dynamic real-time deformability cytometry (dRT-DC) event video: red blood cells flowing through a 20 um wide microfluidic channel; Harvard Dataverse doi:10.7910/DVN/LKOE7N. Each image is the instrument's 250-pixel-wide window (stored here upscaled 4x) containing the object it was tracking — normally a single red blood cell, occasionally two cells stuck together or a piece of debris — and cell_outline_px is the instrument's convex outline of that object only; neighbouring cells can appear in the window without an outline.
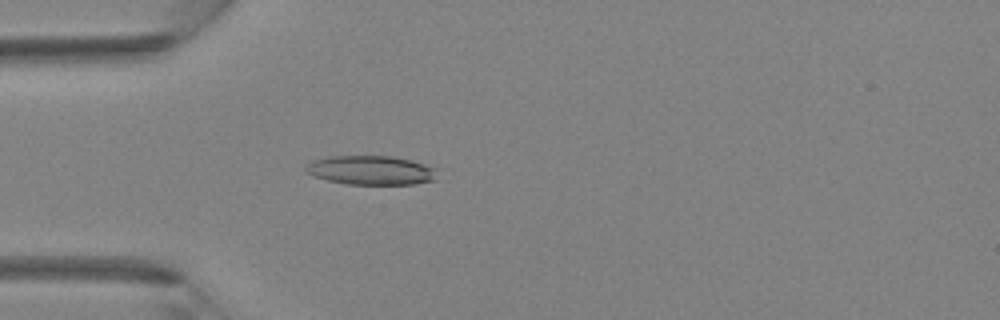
{"species": "Egyptian fruit bat (a non-hibernating species)", "species_latin": "Rousettus aegyptiacus", "temperature_condition": "room temperature", "stored_images_in_passage": 44, "camera_frame_rate_fps": 3000, "um_per_image_px": 0.085, "animal": {"sex": "female"}, "frame": {"image": 1, "passage_image": 13, "time_ms": 4.0, "image_size_px": [1000, 320], "cell_outline_px": [[440, 168], [436, 180], [416, 184], [348, 184], [328, 180], [312, 176], [304, 172], [304, 168], [312, 160], [328, 156], [392, 156], [412, 160]], "centroid_in_image_um": [31.58, 14.47], "position_along_channel_um": 53.4, "area_um2": 22.77}}
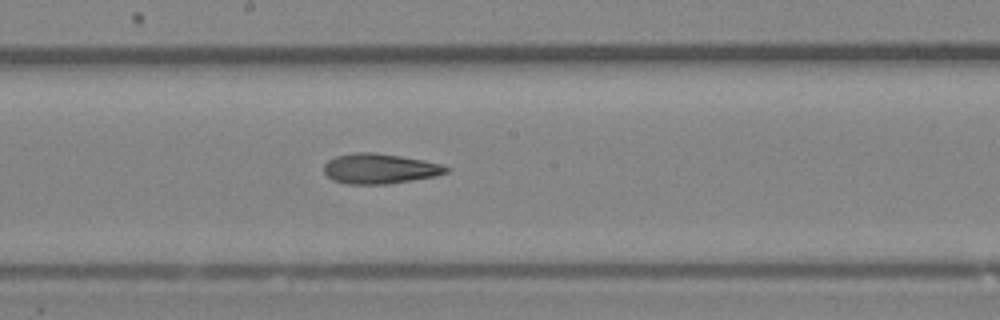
{"frame": {"image": 2, "passage_image": 24, "time_ms": 7.667, "image_size_px": [1000, 320], "cell_outline_px": [[452, 168], [448, 172], [436, 176], [388, 184], [348, 184], [332, 180], [324, 172], [324, 164], [328, 160], [336, 156], [352, 152], [372, 152], [400, 156], [424, 160], [440, 164]], "centroid_in_image_um": [32.28, 14.33], "position_along_channel_um": 215.9, "area_um2": 21.56}}
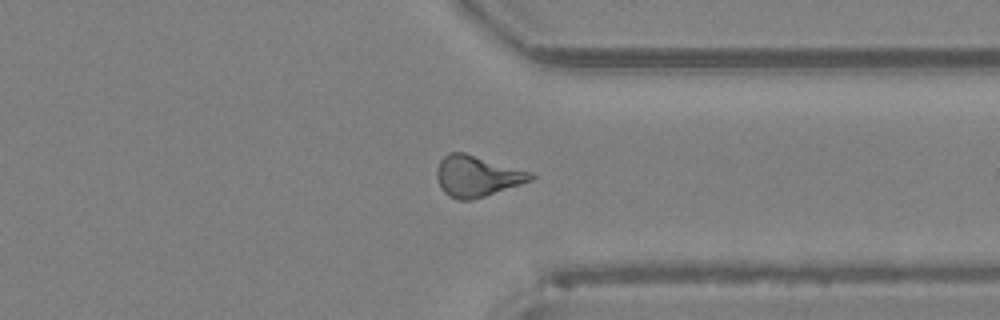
{"frame": {"image": 3, "passage_image": 34, "time_ms": 11.0, "image_size_px": [1000, 320], "cell_outline_px": [[536, 176], [532, 180], [472, 200], [456, 200], [448, 196], [444, 192], [436, 176], [436, 168], [440, 160], [448, 152], [464, 152], [532, 172]], "centroid_in_image_um": [40.52, 14.96], "position_along_channel_um": 370.9, "area_um2": 22.37}}